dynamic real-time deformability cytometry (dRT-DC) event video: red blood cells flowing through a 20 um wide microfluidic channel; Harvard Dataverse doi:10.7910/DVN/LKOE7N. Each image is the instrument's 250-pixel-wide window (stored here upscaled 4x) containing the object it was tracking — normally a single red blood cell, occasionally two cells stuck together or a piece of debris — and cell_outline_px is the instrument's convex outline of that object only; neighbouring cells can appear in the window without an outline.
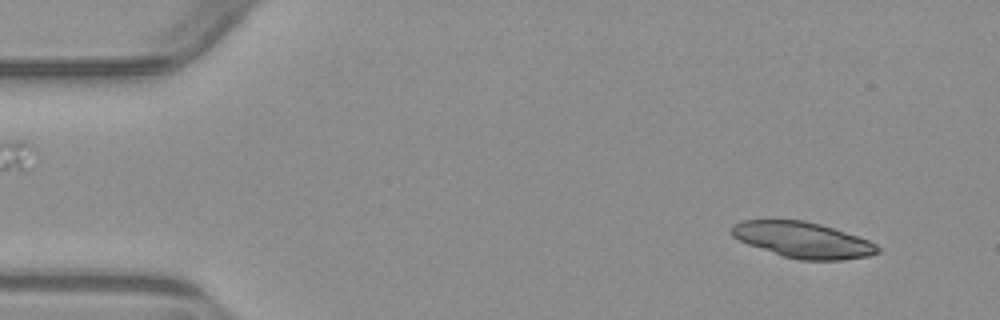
{"species": "common noctule bat (a hibernating species)", "species_latin": "Nyctalus noctula", "temperature_condition": "warm", "stored_images_in_passage": 4, "camera_frame_rate_fps": 3000, "um_per_image_px": 0.085, "animal": {"sex": "male", "body_mass_g": 23.1, "forearm_length_mm": 52.7}, "frame": {"image": 1, "passage_image": 1, "time_ms": 0.0, "image_size_px": [1000, 320], "cell_outline_px": [[880, 252], [868, 256], [840, 260], [800, 260], [784, 256], [748, 244], [732, 236], [732, 224], [740, 220], [804, 220], [820, 224], [868, 240], [876, 244], [880, 248]], "centroid_in_image_um": [68.23, 20.39], "position_along_channel_um": 16.8, "area_um2": 30.17}}
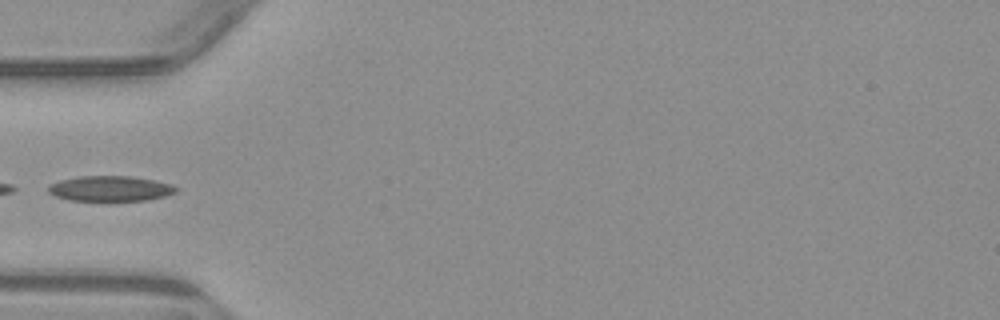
{"frame": {"image": 2, "passage_image": 4, "time_ms": 4.333, "image_size_px": [1000, 320], "cell_outline_px": [[180, 188], [176, 192], [164, 196], [148, 200], [68, 200], [56, 196], [48, 192], [48, 184], [60, 180], [80, 176], [128, 176], [152, 180], [172, 184]], "centroid_in_image_um": [9.37, 16.02], "position_along_channel_um": 75.6, "area_um2": 18.73}}